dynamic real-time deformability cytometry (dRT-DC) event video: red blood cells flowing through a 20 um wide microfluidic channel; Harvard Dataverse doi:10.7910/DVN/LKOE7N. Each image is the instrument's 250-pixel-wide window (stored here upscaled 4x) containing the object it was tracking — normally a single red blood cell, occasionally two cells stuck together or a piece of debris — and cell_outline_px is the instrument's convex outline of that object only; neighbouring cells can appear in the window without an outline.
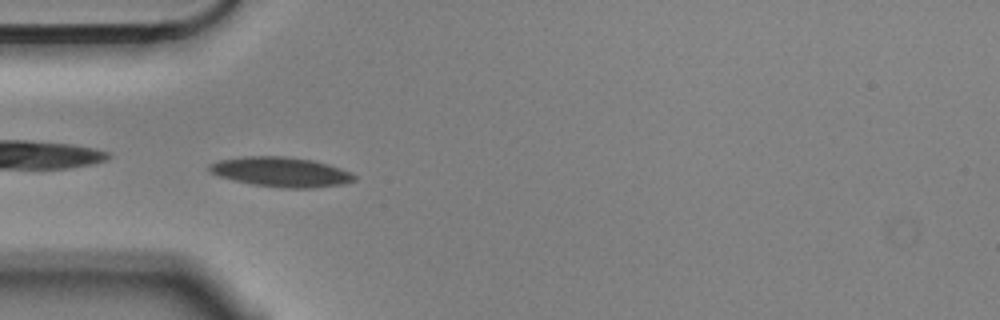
{"species": "Egyptian fruit bat (a non-hibernating species)", "species_latin": "Rousettus aegyptiacus", "temperature_condition": "cold", "stored_images_in_passage": 6, "camera_frame_rate_fps": 3000, "um_per_image_px": 0.085, "animal": {"sex": "male"}, "frame": {"image": 1, "passage_image": 4, "time_ms": 1.0, "image_size_px": [1000, 320], "cell_outline_px": [[356, 180], [344, 184], [312, 188], [284, 188], [252, 184], [220, 176], [212, 172], [208, 168], [208, 164], [220, 160], [244, 156], [284, 156], [312, 160], [328, 164], [352, 172], [356, 176]], "centroid_in_image_um": [23.93, 14.61], "position_along_channel_um": 61.1, "area_um2": 25.03}}
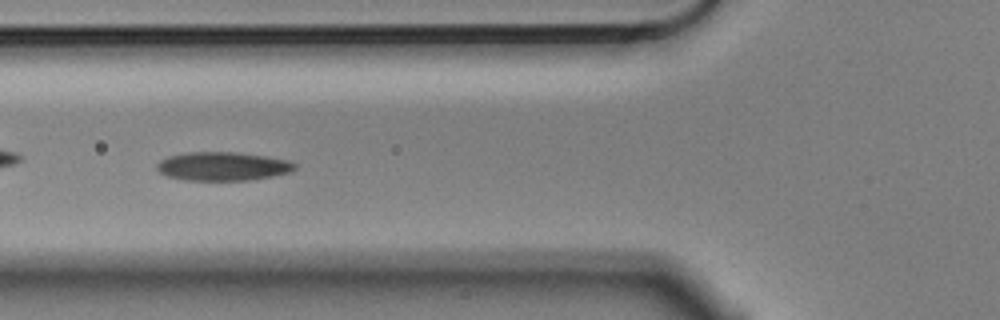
{"frame": {"image": 2, "passage_image": 5, "time_ms": 1.333, "image_size_px": [1000, 320], "cell_outline_px": [[296, 168], [292, 172], [272, 176], [248, 180], [184, 180], [168, 176], [160, 172], [156, 168], [156, 164], [160, 160], [168, 156], [188, 152], [236, 152], [264, 156], [288, 160], [296, 164]], "centroid_in_image_um": [18.93, 14.13], "position_along_channel_um": 106.9, "area_um2": 23.0}}
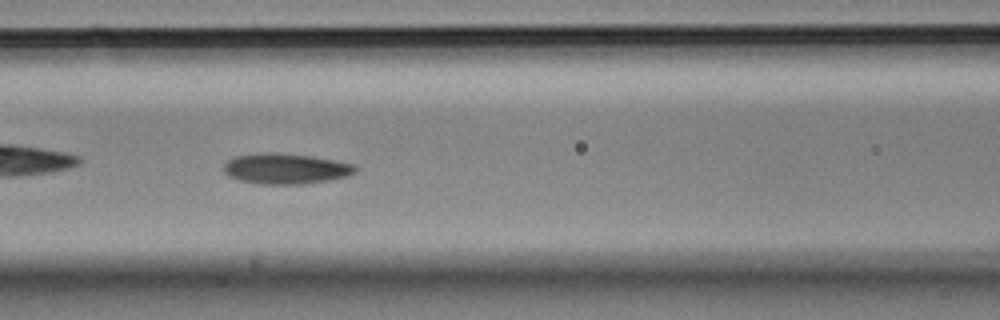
{"frame": {"image": 3, "passage_image": 6, "time_ms": 1.667, "image_size_px": [1000, 320], "cell_outline_px": [[356, 172], [348, 176], [328, 180], [304, 184], [260, 184], [240, 180], [228, 176], [224, 172], [224, 164], [228, 160], [236, 156], [272, 152], [308, 156], [336, 160], [356, 164]], "centroid_in_image_um": [24.31, 14.34], "position_along_channel_um": 142.3, "area_um2": 23.29}}